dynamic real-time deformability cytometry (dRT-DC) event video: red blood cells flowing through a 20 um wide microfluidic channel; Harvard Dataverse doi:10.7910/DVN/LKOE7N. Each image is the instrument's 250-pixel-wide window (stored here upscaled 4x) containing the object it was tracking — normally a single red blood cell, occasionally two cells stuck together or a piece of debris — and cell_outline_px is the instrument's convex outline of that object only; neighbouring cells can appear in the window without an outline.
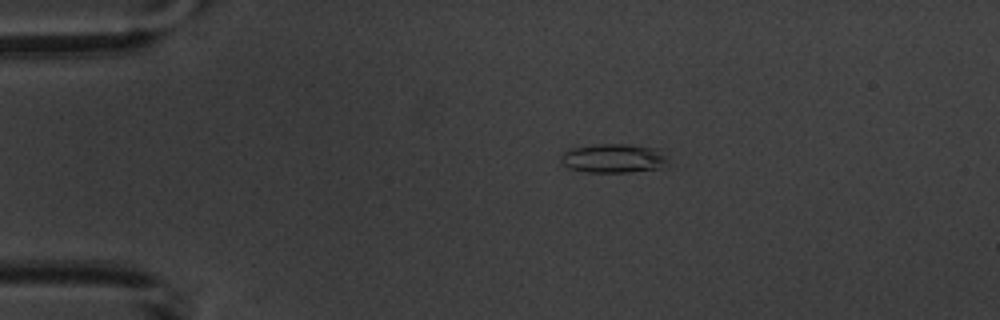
{"species": "common noctule bat (a hibernating species)", "species_latin": "Nyctalus noctula", "temperature_condition": "warm", "stored_images_in_passage": 7, "camera_frame_rate_fps": 3000, "um_per_image_px": 0.085, "animal": {"sex": "male", "body_mass_g": 20.1, "forearm_length_mm": 53.5}, "frame": {"image": 1, "passage_image": 1, "time_ms": 0.0, "image_size_px": [1000, 320], "cell_outline_px": [[668, 160], [660, 168], [628, 172], [584, 172], [568, 168], [560, 160], [560, 156], [568, 148], [596, 144], [632, 144], [660, 148]], "centroid_in_image_um": [52.13, 13.44], "position_along_channel_um": 32.9, "area_um2": 18.38}}
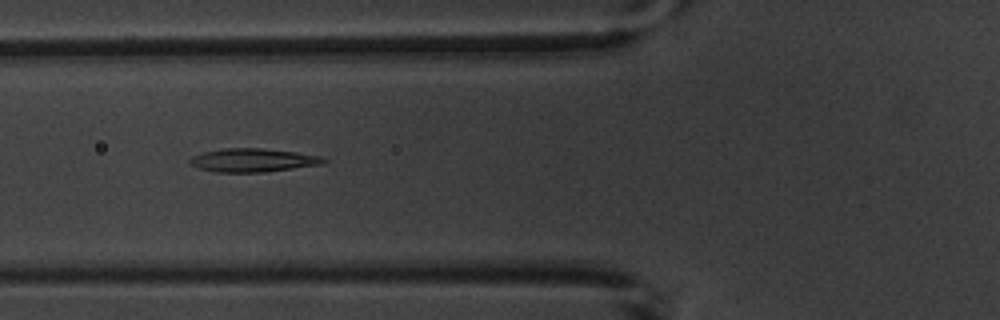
{"frame": {"image": 2, "passage_image": 4, "time_ms": 3.333, "image_size_px": [1000, 320], "cell_outline_px": [[328, 160], [324, 164], [264, 172], [216, 172], [196, 168], [188, 160], [192, 156], [204, 152], [224, 148], [260, 148], [296, 152], [320, 156]], "centroid_in_image_um": [21.5, 13.62], "position_along_channel_um": 104.3, "area_um2": 18.26}}
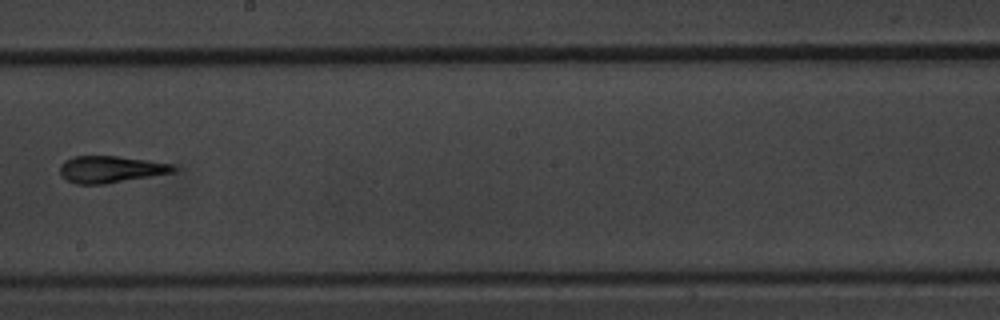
{"frame": {"image": 3, "passage_image": 7, "time_ms": 7.0, "image_size_px": [1000, 320], "cell_outline_px": [[176, 168], [172, 172], [152, 176], [104, 184], [76, 184], [68, 180], [60, 172], [60, 164], [64, 160], [72, 156], [116, 156], [148, 160], [172, 164]], "centroid_in_image_um": [9.37, 14.38], "position_along_channel_um": 238.8, "area_um2": 17.57}}